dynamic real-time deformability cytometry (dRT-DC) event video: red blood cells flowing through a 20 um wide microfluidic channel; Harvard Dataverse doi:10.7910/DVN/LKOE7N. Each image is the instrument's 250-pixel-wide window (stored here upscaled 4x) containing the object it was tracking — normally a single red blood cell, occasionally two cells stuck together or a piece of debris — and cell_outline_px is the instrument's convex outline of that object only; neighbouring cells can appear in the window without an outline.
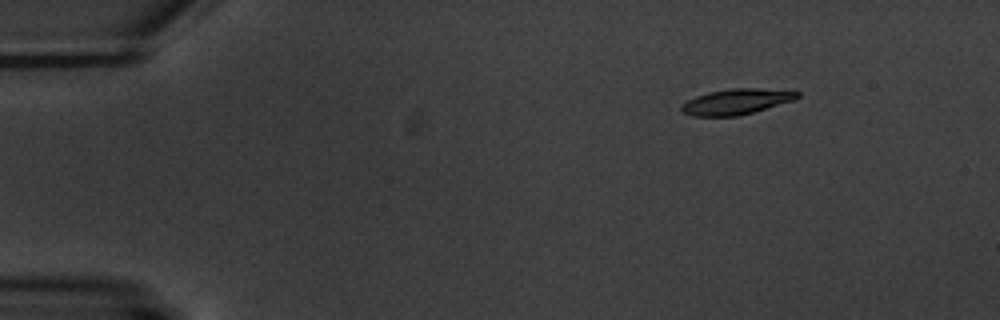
{"species": "common noctule bat (a hibernating species)", "species_latin": "Nyctalus noctula", "temperature_condition": "warm", "stored_images_in_passage": 7, "camera_frame_rate_fps": 3000, "um_per_image_px": 0.085, "animal": {"sex": "male", "body_mass_g": 20.1, "forearm_length_mm": 53.5}, "frame": {"image": 1, "passage_image": 2, "time_ms": 1.0, "image_size_px": [1000, 320], "cell_outline_px": [[800, 96], [796, 100], [752, 112], [736, 116], [692, 116], [684, 112], [680, 108], [688, 100], [696, 96], [708, 92], [732, 88], [756, 88], [800, 92]], "centroid_in_image_um": [62.61, 8.64], "position_along_channel_um": 22.4, "area_um2": 17.05}}
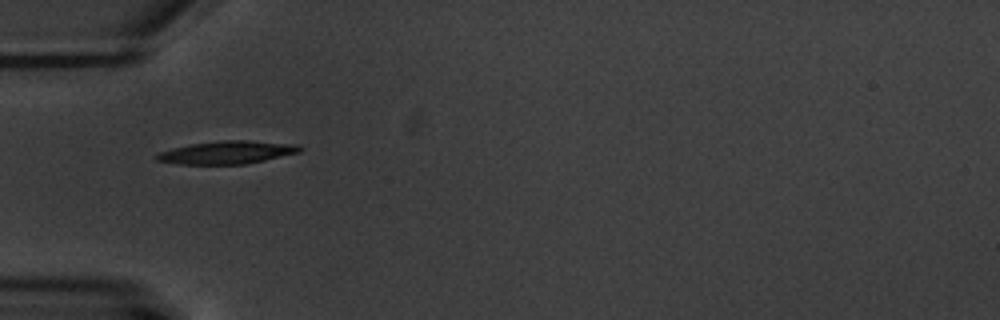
{"frame": {"image": 2, "passage_image": 5, "time_ms": 4.667, "image_size_px": [1000, 320], "cell_outline_px": [[304, 148], [300, 152], [264, 160], [244, 164], [176, 164], [156, 160], [152, 156], [156, 152], [188, 144], [224, 140], [248, 140], [300, 144]], "centroid_in_image_um": [19.27, 12.94], "position_along_channel_um": 65.7, "area_um2": 19.42}}